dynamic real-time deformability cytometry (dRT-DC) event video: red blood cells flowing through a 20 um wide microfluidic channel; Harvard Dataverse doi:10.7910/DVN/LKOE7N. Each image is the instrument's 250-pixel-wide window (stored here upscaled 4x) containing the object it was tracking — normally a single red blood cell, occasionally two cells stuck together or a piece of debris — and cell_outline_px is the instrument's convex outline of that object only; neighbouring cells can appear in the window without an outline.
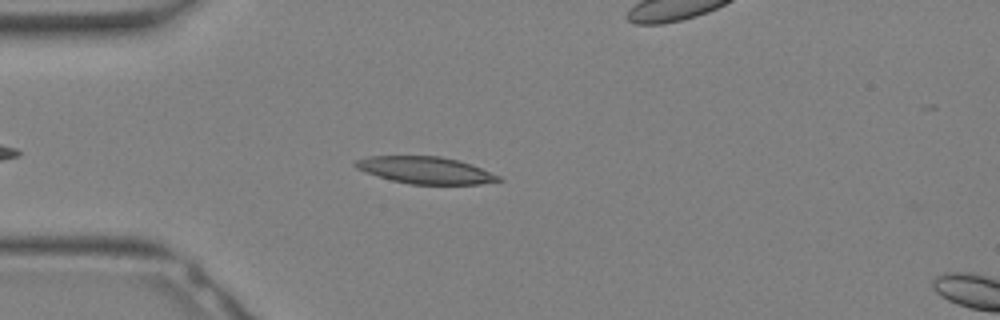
{"species": "Egyptian fruit bat (a non-hibernating species)", "species_latin": "Rousettus aegyptiacus", "temperature_condition": "warm", "stored_images_in_passage": 9, "camera_frame_rate_fps": 3000, "um_per_image_px": 0.085, "animal": {"sex": "female"}, "frame": {"image": 1, "passage_image": 4, "time_ms": 1.0, "image_size_px": [1000, 320], "cell_outline_px": [[504, 180], [480, 184], [412, 184], [392, 180], [364, 172], [356, 168], [352, 164], [352, 160], [368, 156], [440, 156], [460, 160], [472, 164], [500, 176]], "centroid_in_image_um": [36.14, 14.45], "position_along_channel_um": 48.9, "area_um2": 22.66}}
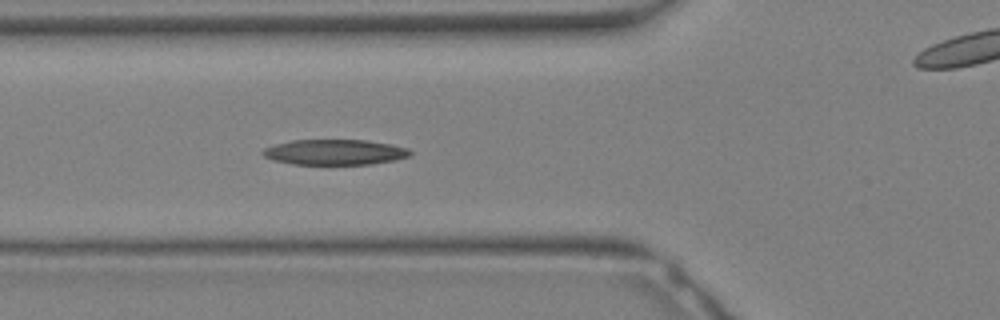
{"frame": {"image": 2, "passage_image": 7, "time_ms": 2.0, "image_size_px": [1000, 320], "cell_outline_px": [[412, 156], [372, 164], [292, 164], [272, 160], [264, 156], [260, 152], [264, 148], [276, 144], [292, 140], [368, 140], [392, 144], [408, 148], [412, 152]], "centroid_in_image_um": [28.46, 12.93], "position_along_channel_um": 97.3, "area_um2": 21.91}}
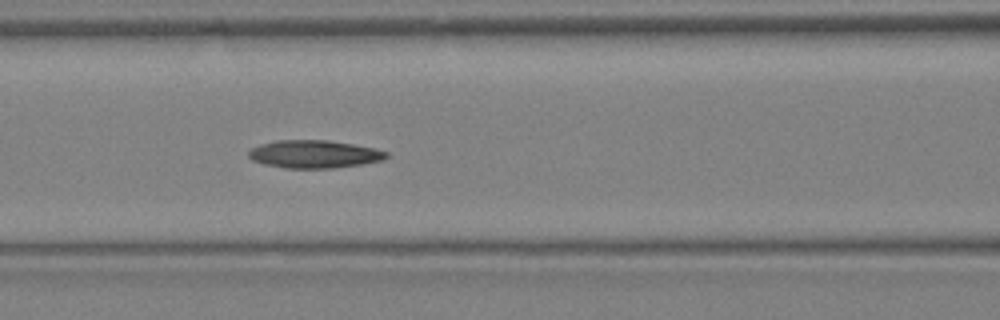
{"frame": {"image": 3, "passage_image": 9, "time_ms": 2.667, "image_size_px": [1000, 320], "cell_outline_px": [[388, 156], [384, 160], [360, 164], [332, 168], [284, 168], [264, 164], [252, 160], [248, 156], [248, 152], [252, 148], [260, 144], [276, 140], [328, 140], [376, 148], [388, 152]], "centroid_in_image_um": [26.7, 13.1], "position_along_channel_um": 139.9, "area_um2": 22.37}}